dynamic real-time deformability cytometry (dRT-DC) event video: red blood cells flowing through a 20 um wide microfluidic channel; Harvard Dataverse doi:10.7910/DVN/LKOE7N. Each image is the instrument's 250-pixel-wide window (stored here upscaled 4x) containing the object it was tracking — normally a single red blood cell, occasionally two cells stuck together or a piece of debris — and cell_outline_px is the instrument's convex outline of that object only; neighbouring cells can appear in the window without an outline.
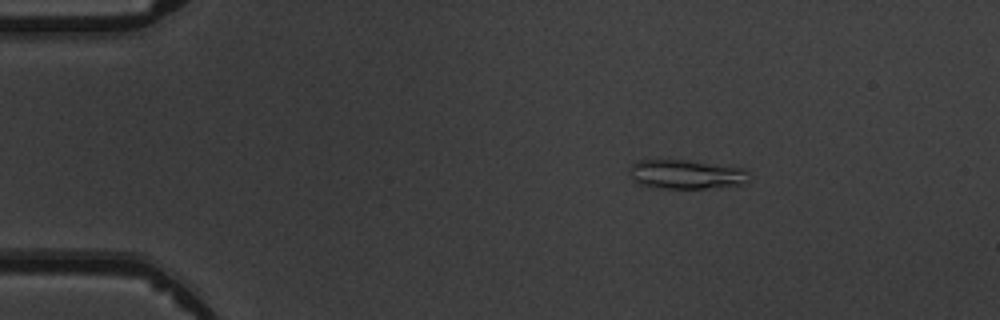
{"species": "common noctule bat (a hibernating species)", "species_latin": "Nyctalus noctula", "temperature_condition": "warm", "stored_images_in_passage": 6, "camera_frame_rate_fps": 3000, "um_per_image_px": 0.085, "animal": {"sex": "male", "body_mass_g": 19.5, "forearm_length_mm": 54.6}, "frame": {"image": 1, "passage_image": 3, "time_ms": 2.333, "image_size_px": [1000, 320], "cell_outline_px": [[752, 180], [744, 184], [704, 188], [664, 188], [636, 184], [632, 180], [632, 164], [640, 160], [684, 160], [744, 168], [748, 172]], "centroid_in_image_um": [58.38, 14.82], "position_along_channel_um": 26.6, "area_um2": 20.17}}